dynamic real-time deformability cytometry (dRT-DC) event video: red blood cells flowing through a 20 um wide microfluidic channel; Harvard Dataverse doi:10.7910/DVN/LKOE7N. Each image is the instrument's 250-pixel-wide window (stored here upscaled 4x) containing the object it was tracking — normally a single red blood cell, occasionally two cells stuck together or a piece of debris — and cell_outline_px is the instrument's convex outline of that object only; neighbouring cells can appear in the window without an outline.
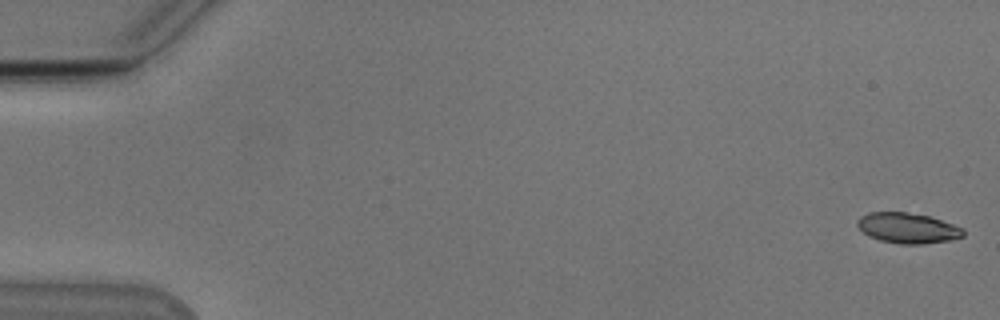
{"species": "Egyptian fruit bat (a non-hibernating species)", "species_latin": "Rousettus aegyptiacus", "temperature_condition": "cold", "stored_images_in_passage": 55, "segment_of_instrument_passage": [1, 2], "camera_frame_rate_fps": 3000, "um_per_image_px": 0.085, "animal": {"sex": "male"}, "frame": {"image": 1, "passage_image": 1, "time_ms": 0.0, "image_size_px": [1000, 320], "cell_outline_px": [[964, 236], [952, 240], [924, 244], [900, 244], [880, 240], [868, 236], [856, 224], [856, 220], [860, 216], [868, 212], [904, 212], [928, 216], [964, 228]], "centroid_in_image_um": [77.14, 19.39], "position_along_channel_um": 7.9, "area_um2": 18.79}}
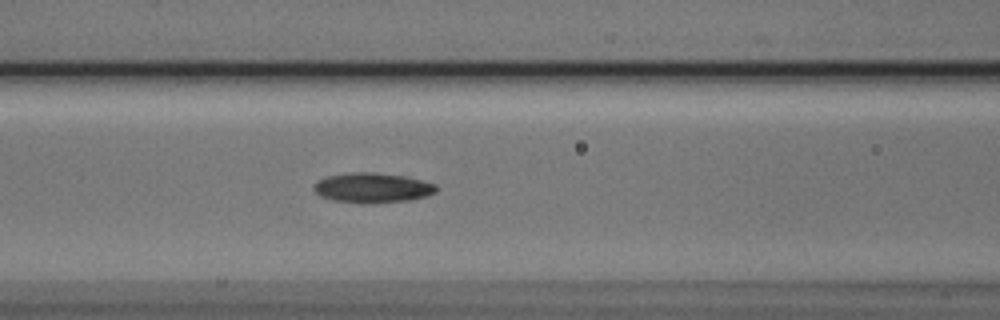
{"frame": {"image": 2, "passage_image": 23, "time_ms": 7.333, "image_size_px": [1000, 320], "cell_outline_px": [[436, 192], [428, 196], [412, 200], [368, 204], [360, 204], [332, 200], [320, 196], [312, 188], [312, 184], [316, 180], [328, 176], [348, 172], [372, 172], [404, 176], [436, 184]], "centroid_in_image_um": [31.61, 15.97], "position_along_channel_um": 135.0, "area_um2": 21.73}}
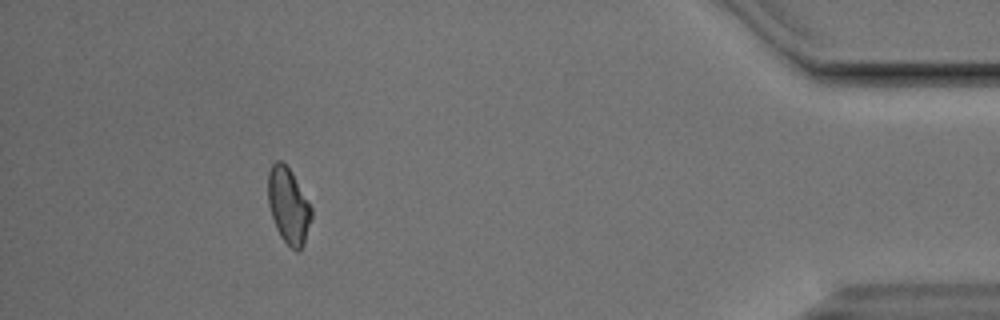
{"frame": {"image": 3, "passage_image": 49, "time_ms": 16.0, "image_size_px": [1000, 320], "cell_outline_px": [[312, 216], [304, 244], [300, 252], [296, 252], [280, 236], [276, 228], [268, 204], [268, 172], [272, 164], [276, 160], [280, 160], [292, 172], [312, 208]], "centroid_in_image_um": [24.52, 17.5], "position_along_channel_um": 410.7, "area_um2": 19.13}}